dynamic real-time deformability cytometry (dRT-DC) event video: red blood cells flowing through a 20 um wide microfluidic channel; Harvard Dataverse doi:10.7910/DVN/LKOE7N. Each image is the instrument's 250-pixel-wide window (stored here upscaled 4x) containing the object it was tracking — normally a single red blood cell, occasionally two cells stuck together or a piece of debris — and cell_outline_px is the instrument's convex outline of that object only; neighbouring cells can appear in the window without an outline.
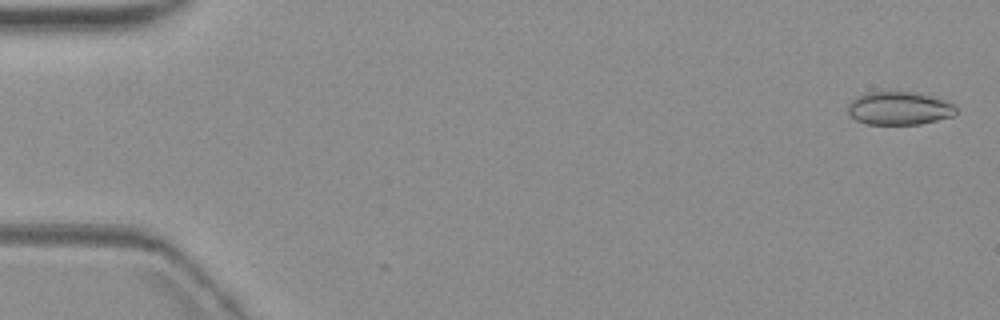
{"species": "common noctule bat (a hibernating species)", "species_latin": "Nyctalus noctula", "temperature_condition": "warm", "stored_images_in_passage": 7, "camera_frame_rate_fps": 3000, "um_per_image_px": 0.085, "animal": {"sex": "female", "body_mass_g": 19.3, "forearm_length_mm": 54.1}, "frame": {"image": 1, "passage_image": 1, "time_ms": 0.0, "image_size_px": [1000, 320], "cell_outline_px": [[956, 116], [920, 124], [868, 124], [856, 120], [848, 112], [848, 104], [856, 96], [868, 92], [912, 92], [944, 100], [952, 104], [956, 108]], "centroid_in_image_um": [76.43, 9.21], "position_along_channel_um": 8.6, "area_um2": 20.75}}
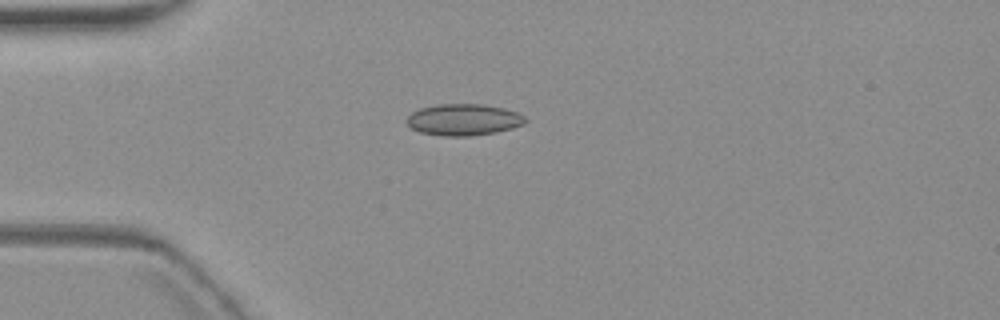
{"frame": {"image": 2, "passage_image": 5, "time_ms": 4.667, "image_size_px": [1000, 320], "cell_outline_px": [[528, 120], [524, 124], [512, 128], [496, 132], [468, 136], [440, 136], [420, 132], [412, 128], [408, 124], [408, 116], [412, 112], [420, 108], [440, 104], [484, 104], [504, 108], [520, 112]], "centroid_in_image_um": [39.45, 10.17], "position_along_channel_um": 45.6, "area_um2": 21.85}}
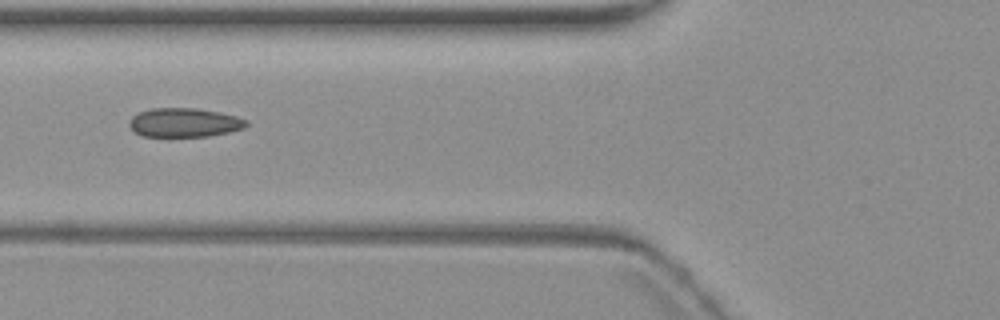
{"frame": {"image": 3, "passage_image": 7, "time_ms": 7.0, "image_size_px": [1000, 320], "cell_outline_px": [[248, 124], [244, 128], [228, 132], [208, 136], [168, 140], [140, 136], [128, 124], [128, 120], [132, 116], [140, 112], [152, 108], [196, 108], [220, 112], [236, 116], [248, 120]], "centroid_in_image_um": [15.62, 10.47], "position_along_channel_um": 110.2, "area_um2": 20.75}}